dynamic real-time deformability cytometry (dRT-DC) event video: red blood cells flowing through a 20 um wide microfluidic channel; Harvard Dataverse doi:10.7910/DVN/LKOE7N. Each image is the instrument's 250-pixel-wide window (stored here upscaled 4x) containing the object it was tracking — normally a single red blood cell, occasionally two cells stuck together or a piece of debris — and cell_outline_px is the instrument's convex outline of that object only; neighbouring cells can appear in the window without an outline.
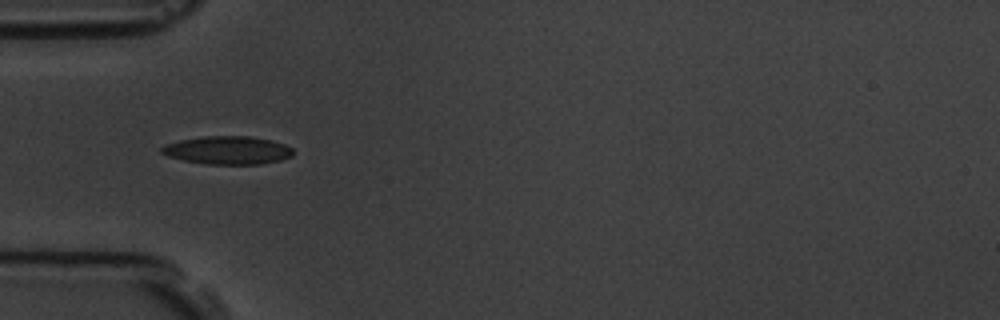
{"species": "common noctule bat (a hibernating species)", "species_latin": "Nyctalus noctula", "temperature_condition": "room temperature", "stored_images_in_passage": 15, "camera_frame_rate_fps": 3000, "um_per_image_px": 0.085, "animal": {"sex": "male", "body_mass_g": 19.5, "forearm_length_mm": 54.6}, "frame": {"image": 1, "passage_image": 5, "time_ms": 5.333, "image_size_px": [1000, 320], "cell_outline_px": [[292, 156], [280, 160], [260, 164], [208, 164], [184, 160], [168, 156], [160, 152], [160, 148], [164, 144], [180, 140], [200, 136], [248, 136], [268, 140], [284, 144], [292, 148]], "centroid_in_image_um": [19.31, 12.76], "position_along_channel_um": 65.7, "area_um2": 21.44}}
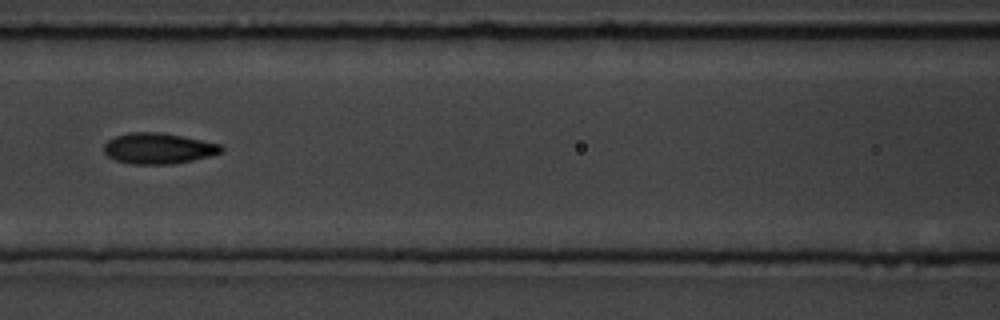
{"frame": {"image": 2, "passage_image": 7, "time_ms": 7.667, "image_size_px": [1000, 320], "cell_outline_px": [[224, 152], [176, 164], [132, 164], [116, 160], [108, 156], [104, 152], [104, 144], [108, 140], [116, 136], [128, 132], [160, 132], [220, 144], [224, 148]], "centroid_in_image_um": [13.45, 12.62], "position_along_channel_um": 153.2, "area_um2": 20.98}}
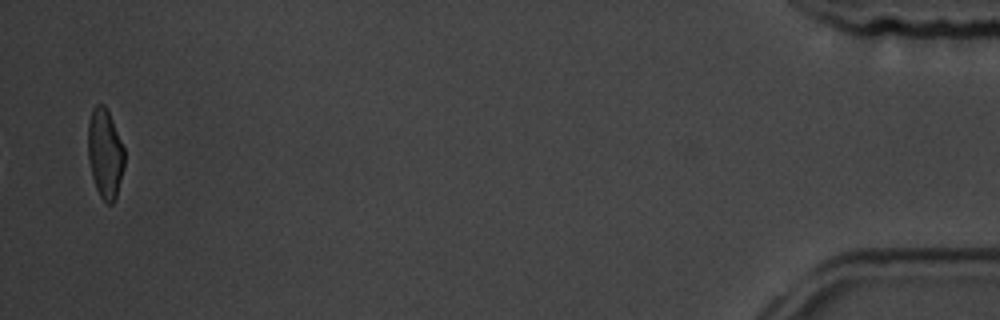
{"frame": {"image": 3, "passage_image": 15, "time_ms": 17.333, "image_size_px": [1000, 320], "cell_outline_px": [[124, 164], [116, 200], [112, 204], [108, 204], [100, 196], [96, 188], [92, 176], [88, 160], [88, 124], [92, 108], [96, 104], [104, 104], [108, 112], [124, 148]], "centroid_in_image_um": [8.92, 13.07], "position_along_channel_um": 426.3, "area_um2": 18.9}, "authors_computed_cell_mechanics": {"area_um2": 20.6346, "velocity_mm_per_s": 3.7513, "shape_relaxation_time_tau1_ms": 3.4345, "shape_relaxation_time_tau2_ms": null, "deformation_change_tau1": 0.1292, "deformation_change_tau2": null}}